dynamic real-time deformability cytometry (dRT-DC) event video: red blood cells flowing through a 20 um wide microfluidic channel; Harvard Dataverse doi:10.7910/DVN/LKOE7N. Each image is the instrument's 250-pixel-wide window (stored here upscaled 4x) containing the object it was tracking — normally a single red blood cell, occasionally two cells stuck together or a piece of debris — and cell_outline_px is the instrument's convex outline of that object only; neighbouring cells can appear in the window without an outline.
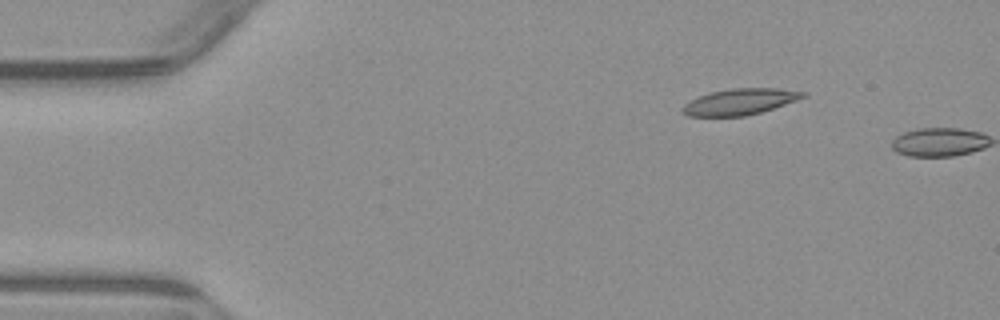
{"species": "common noctule bat (a hibernating species)", "species_latin": "Nyctalus noctula", "temperature_condition": "warm", "stored_images_in_passage": 2, "camera_frame_rate_fps": 3000, "um_per_image_px": 0.085, "animal": {"sex": "male", "body_mass_g": 23.1, "forearm_length_mm": 52.7}, "frame": {"image": 1, "passage_image": 1, "time_ms": 0.0, "image_size_px": [1000, 320], "cell_outline_px": [[808, 96], [760, 112], [744, 116], [688, 116], [680, 112], [680, 108], [684, 104], [696, 96], [712, 92], [732, 88], [780, 88], [808, 92]], "centroid_in_image_um": [62.87, 8.64], "position_along_channel_um": 22.1, "area_um2": 18.44}}